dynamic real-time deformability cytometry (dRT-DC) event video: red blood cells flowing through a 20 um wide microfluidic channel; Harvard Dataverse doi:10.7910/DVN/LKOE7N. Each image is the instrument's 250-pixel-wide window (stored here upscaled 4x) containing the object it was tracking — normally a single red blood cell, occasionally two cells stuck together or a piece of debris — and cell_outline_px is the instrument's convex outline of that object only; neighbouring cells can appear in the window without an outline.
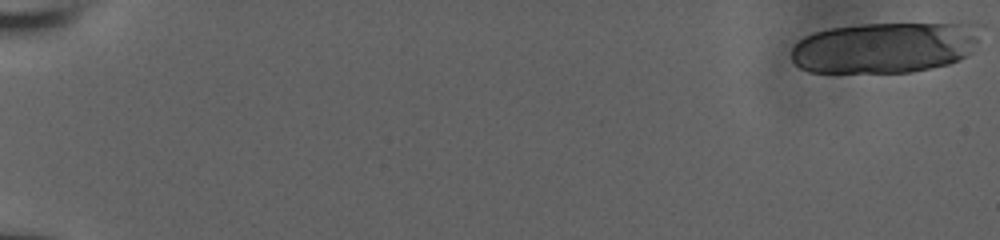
{"species": "human", "species_latin": "Homo sapiens", "temperature_condition": "room temperature", "stored_images_in_passage": 24, "camera_frame_rate_fps": 3000, "um_per_image_px": 0.085, "donor": {"sex": "male"}, "frame": {"image": 1, "passage_image": 1, "time_ms": 0.0, "image_size_px": [1000, 240], "cell_outline_px": [[976, 40], [972, 52], [960, 60], [948, 64], [932, 68], [912, 72], [808, 72], [800, 68], [792, 60], [792, 48], [804, 36], [828, 28], [864, 24], [968, 24], [976, 36]], "centroid_in_image_um": [75.11, 4.06], "position_along_channel_um": 9.9, "area_um2": 55.43}}